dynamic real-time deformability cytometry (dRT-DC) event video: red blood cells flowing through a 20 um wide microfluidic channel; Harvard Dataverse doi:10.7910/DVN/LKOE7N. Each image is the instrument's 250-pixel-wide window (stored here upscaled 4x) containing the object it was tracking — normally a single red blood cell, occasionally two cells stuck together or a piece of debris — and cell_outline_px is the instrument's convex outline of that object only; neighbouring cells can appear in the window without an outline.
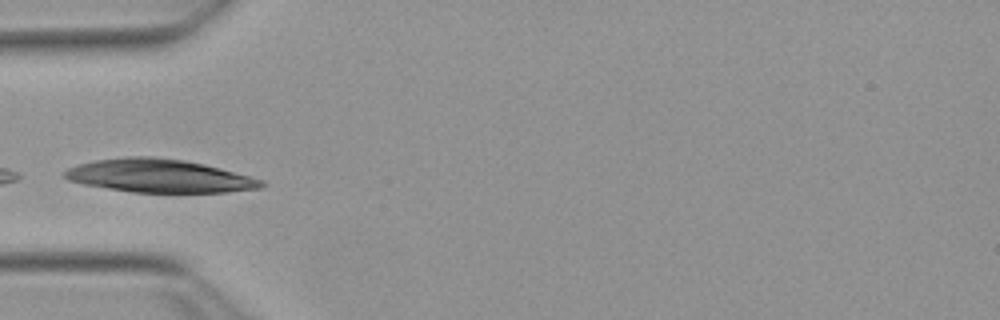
{"species": "Egyptian fruit bat (a non-hibernating species)", "species_latin": "Rousettus aegyptiacus", "temperature_condition": "warm", "stored_images_in_passage": 28, "camera_frame_rate_fps": 3000, "um_per_image_px": 0.085, "animal": {"sex": "female"}, "frame": {"image": 1, "passage_image": 1, "time_ms": 0.0, "image_size_px": [1000, 320], "cell_outline_px": [[268, 184], [264, 188], [228, 192], [132, 192], [84, 184], [68, 180], [64, 176], [64, 172], [68, 168], [80, 164], [96, 160], [124, 156], [152, 156], [184, 160], [204, 164], [220, 168], [264, 180]], "centroid_in_image_um": [13.59, 14.95], "position_along_channel_um": 71.4, "area_um2": 38.09}}
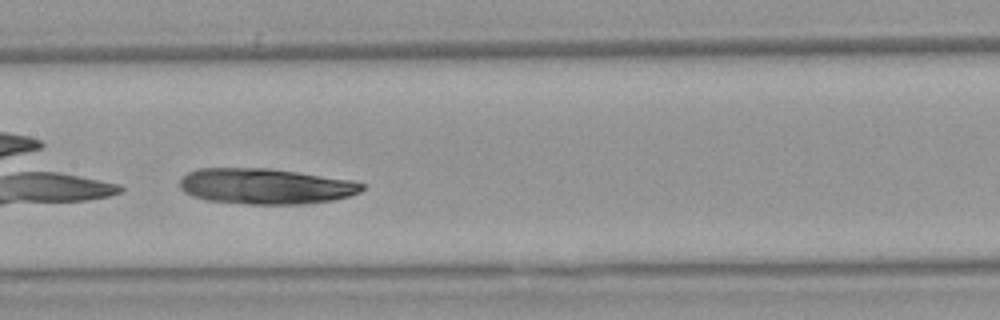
{"frame": {"image": 2, "passage_image": 10, "time_ms": 3.0, "image_size_px": [1000, 320], "cell_outline_px": [[364, 188], [360, 192], [348, 196], [332, 200], [304, 204], [248, 204], [208, 200], [192, 196], [184, 192], [180, 188], [180, 180], [188, 172], [196, 168], [268, 168], [352, 180], [364, 184]], "centroid_in_image_um": [22.55, 15.83], "position_along_channel_um": 184.9, "area_um2": 37.8}}
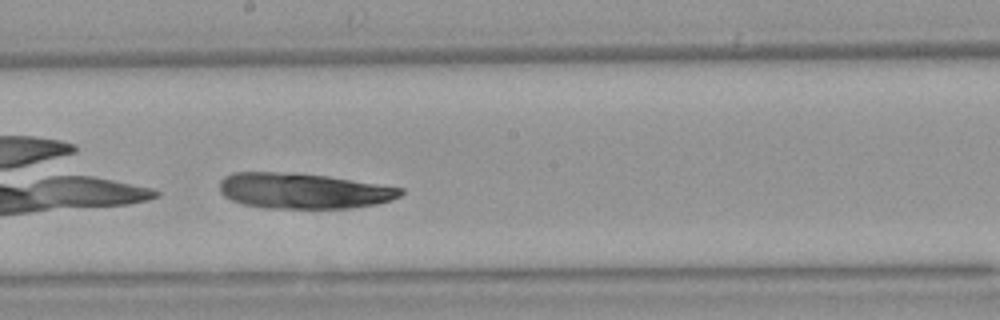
{"frame": {"image": 3, "passage_image": 13, "time_ms": 4.0, "image_size_px": [1000, 320], "cell_outline_px": [[404, 192], [400, 196], [392, 200], [376, 204], [352, 208], [264, 208], [240, 204], [224, 196], [220, 192], [220, 180], [224, 176], [232, 172], [296, 172], [328, 176], [404, 188]], "centroid_in_image_um": [25.77, 16.22], "position_along_channel_um": 222.4, "area_um2": 37.92}}